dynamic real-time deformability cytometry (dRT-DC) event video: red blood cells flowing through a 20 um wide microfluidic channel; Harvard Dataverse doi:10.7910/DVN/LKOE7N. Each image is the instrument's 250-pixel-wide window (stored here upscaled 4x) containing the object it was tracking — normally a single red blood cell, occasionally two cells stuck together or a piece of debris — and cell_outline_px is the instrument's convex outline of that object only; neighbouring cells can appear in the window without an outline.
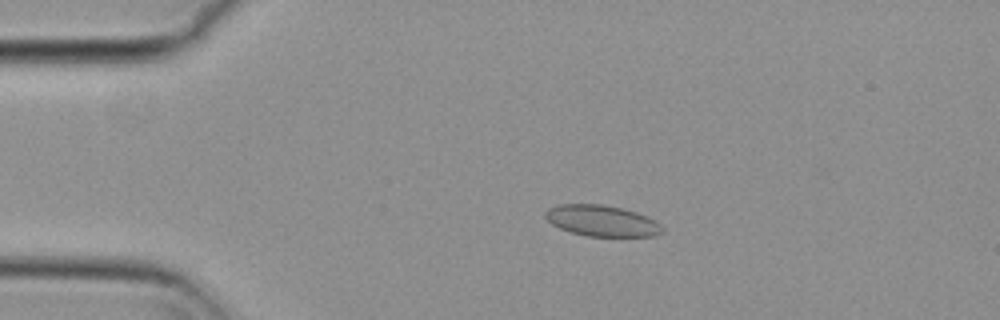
{"species": "common noctule bat (a hibernating species)", "species_latin": "Nyctalus noctula", "temperature_condition": "cold", "stored_images_in_passage": 56, "camera_frame_rate_fps": 3000, "um_per_image_px": 0.085, "animal": {"sex": "female", "body_mass_g": 29.2, "forearm_length_mm": 56.3}, "frame": {"image": 1, "passage_image": 12, "time_ms": 3.667, "image_size_px": [1000, 320], "cell_outline_px": [[664, 232], [652, 236], [588, 236], [572, 232], [560, 228], [552, 224], [544, 216], [544, 212], [548, 208], [560, 204], [600, 204], [620, 208], [636, 212], [648, 216], [660, 224], [664, 228]], "centroid_in_image_um": [51.16, 18.76], "position_along_channel_um": 33.8, "area_um2": 21.1}}
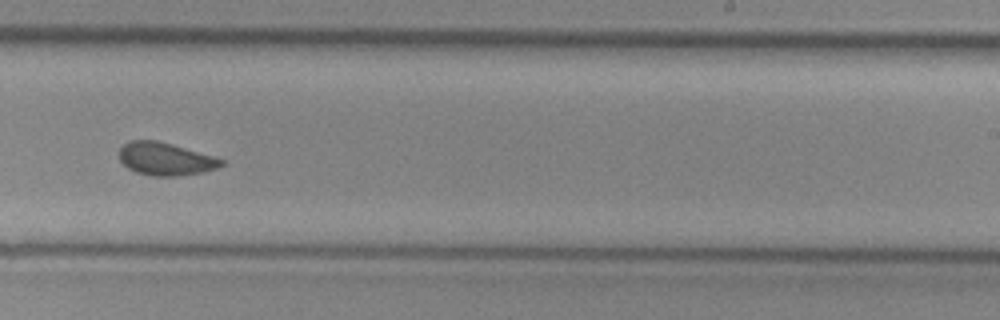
{"frame": {"image": 2, "passage_image": 35, "time_ms": 11.333, "image_size_px": [1000, 320], "cell_outline_px": [[224, 164], [220, 168], [200, 172], [176, 176], [152, 176], [136, 172], [128, 168], [120, 160], [120, 148], [128, 140], [156, 140], [172, 144], [212, 156], [224, 160]], "centroid_in_image_um": [14.05, 13.51], "position_along_channel_um": 274.9, "area_um2": 19.36}}
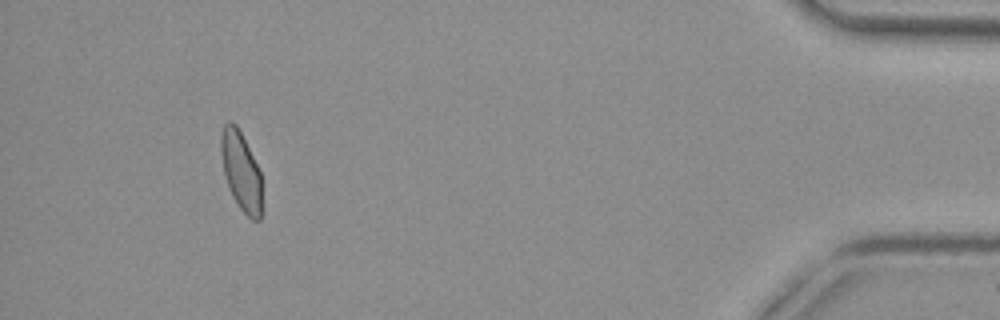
{"frame": {"image": 3, "passage_image": 52, "time_ms": 17.0, "image_size_px": [1000, 320], "cell_outline_px": [[260, 220], [252, 220], [240, 208], [232, 196], [224, 172], [220, 152], [220, 132], [224, 124], [228, 120], [232, 120], [236, 124], [260, 172]], "centroid_in_image_um": [20.44, 14.49], "position_along_channel_um": 414.8, "area_um2": 18.38}, "authors_computed_cell_mechanics": {"area_um2": 19.8832, "velocity_mm_per_s": 3.707, "shape_relaxation_time_tau1_ms": null, "shape_relaxation_time_tau2_ms": 2.0539, "deformation_change_tau1": null, "deformation_change_tau2": 0.065}}